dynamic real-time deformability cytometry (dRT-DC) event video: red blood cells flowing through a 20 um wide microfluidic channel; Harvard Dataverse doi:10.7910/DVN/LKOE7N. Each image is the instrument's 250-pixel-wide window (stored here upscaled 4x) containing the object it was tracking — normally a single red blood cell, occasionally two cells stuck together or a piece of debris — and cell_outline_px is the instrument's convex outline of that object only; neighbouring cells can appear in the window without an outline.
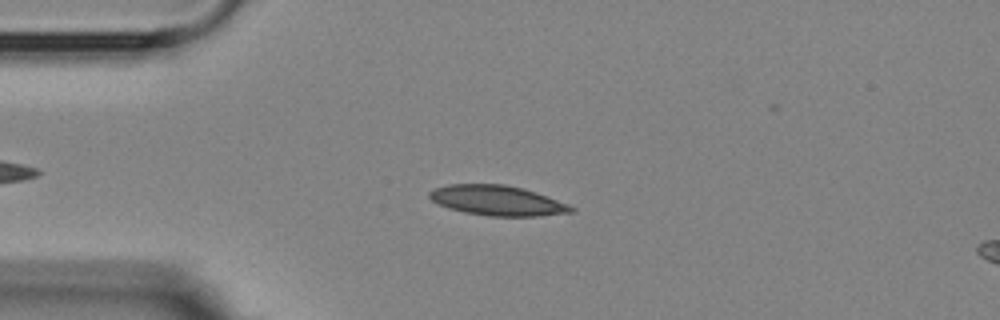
{"species": "Egyptian fruit bat (a non-hibernating species)", "species_latin": "Rousettus aegyptiacus", "temperature_condition": "room temperature", "stored_images_in_passage": 5, "camera_frame_rate_fps": 3000, "um_per_image_px": 0.085, "animal": {"sex": "female"}, "frame": {"image": 1, "passage_image": 3, "time_ms": 4.0, "image_size_px": [1000, 320], "cell_outline_px": [[576, 212], [540, 216], [488, 216], [464, 212], [448, 208], [432, 200], [428, 196], [428, 192], [432, 188], [448, 184], [504, 184], [524, 188], [536, 192], [568, 204], [576, 208]], "centroid_in_image_um": [42.28, 17.04], "position_along_channel_um": 42.7, "area_um2": 25.03}}
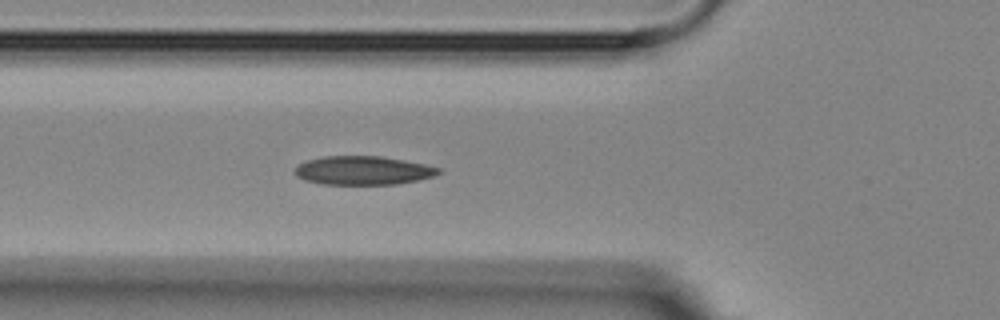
{"frame": {"image": 2, "passage_image": 5, "time_ms": 6.0, "image_size_px": [1000, 320], "cell_outline_px": [[444, 172], [432, 176], [416, 180], [396, 184], [320, 184], [304, 180], [296, 176], [292, 172], [300, 164], [308, 160], [324, 156], [380, 156], [404, 160], [424, 164], [440, 168]], "centroid_in_image_um": [30.84, 14.49], "position_along_channel_um": 95.0, "area_um2": 23.99}}